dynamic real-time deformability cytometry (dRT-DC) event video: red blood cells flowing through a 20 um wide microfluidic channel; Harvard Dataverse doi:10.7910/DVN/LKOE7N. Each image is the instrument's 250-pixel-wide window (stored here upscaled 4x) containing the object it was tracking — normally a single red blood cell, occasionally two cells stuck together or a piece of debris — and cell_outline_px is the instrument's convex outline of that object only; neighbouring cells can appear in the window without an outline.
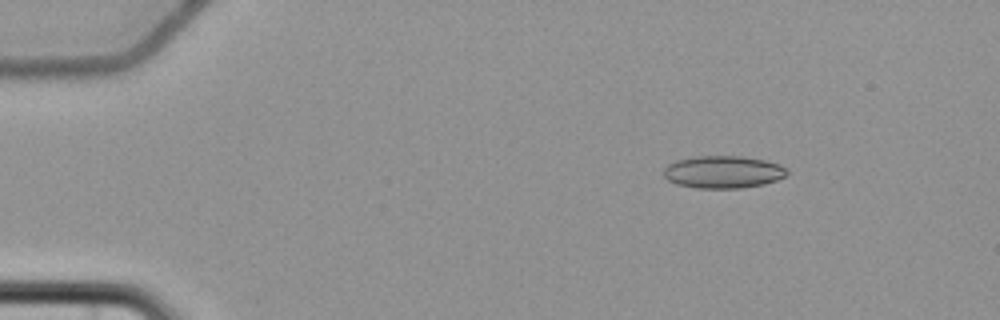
{"species": "common noctule bat (a hibernating species)", "species_latin": "Nyctalus noctula", "temperature_condition": "cold", "stored_images_in_passage": 4, "camera_frame_rate_fps": 3000, "um_per_image_px": 0.085, "animal": {"sex": "female", "body_mass_g": 22.7, "forearm_length_mm": 54.2}, "frame": {"image": 1, "passage_image": 1, "time_ms": 0.0, "image_size_px": [1000, 320], "cell_outline_px": [[788, 172], [784, 176], [776, 180], [764, 184], [740, 188], [696, 188], [676, 184], [668, 180], [664, 176], [664, 168], [668, 164], [676, 160], [696, 156], [740, 156], [764, 160], [780, 164]], "centroid_in_image_um": [61.43, 14.62], "position_along_channel_um": 23.6, "area_um2": 23.24}}